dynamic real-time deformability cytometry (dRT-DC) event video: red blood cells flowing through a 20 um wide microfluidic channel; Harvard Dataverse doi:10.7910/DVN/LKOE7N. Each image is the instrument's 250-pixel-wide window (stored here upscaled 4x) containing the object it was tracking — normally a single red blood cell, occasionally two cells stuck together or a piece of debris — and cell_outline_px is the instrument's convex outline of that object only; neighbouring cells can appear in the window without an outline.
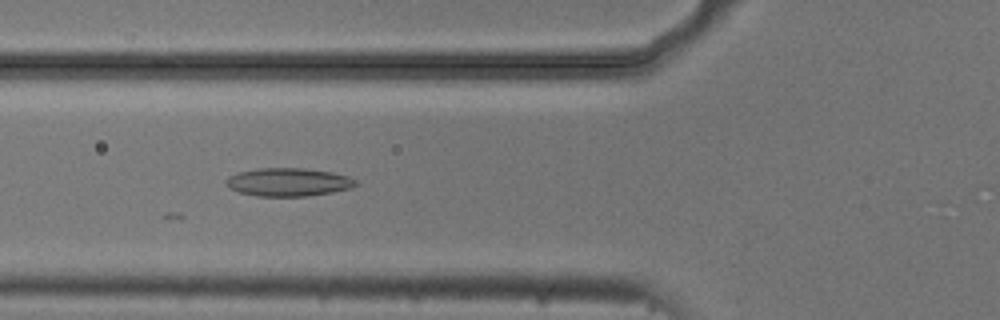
{"species": "common noctule bat (a hibernating species)", "species_latin": "Nyctalus noctula", "temperature_condition": "cold", "stored_images_in_passage": 6, "camera_frame_rate_fps": 3000, "um_per_image_px": 0.085, "animal": {"sex": "male", "body_mass_g": 20.5, "forearm_length_mm": 52.5}, "frame": {"image": 1, "passage_image": 5, "time_ms": 1.333, "image_size_px": [1000, 320], "cell_outline_px": [[360, 184], [352, 188], [332, 192], [308, 196], [256, 196], [240, 192], [232, 188], [224, 180], [228, 176], [236, 172], [256, 168], [304, 168], [332, 172], [348, 176], [356, 180]], "centroid_in_image_um": [24.54, 15.47], "position_along_channel_um": 101.3, "area_um2": 21.44}}
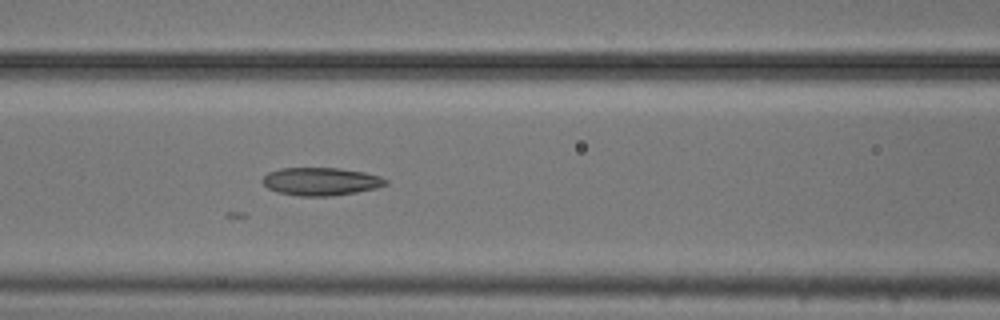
{"frame": {"image": 2, "passage_image": 6, "time_ms": 1.667, "image_size_px": [1000, 320], "cell_outline_px": [[388, 184], [376, 188], [356, 192], [332, 196], [300, 196], [276, 192], [268, 188], [260, 180], [268, 172], [280, 168], [340, 168], [364, 172], [380, 176], [388, 180]], "centroid_in_image_um": [27.27, 15.42], "position_along_channel_um": 139.3, "area_um2": 20.17}}